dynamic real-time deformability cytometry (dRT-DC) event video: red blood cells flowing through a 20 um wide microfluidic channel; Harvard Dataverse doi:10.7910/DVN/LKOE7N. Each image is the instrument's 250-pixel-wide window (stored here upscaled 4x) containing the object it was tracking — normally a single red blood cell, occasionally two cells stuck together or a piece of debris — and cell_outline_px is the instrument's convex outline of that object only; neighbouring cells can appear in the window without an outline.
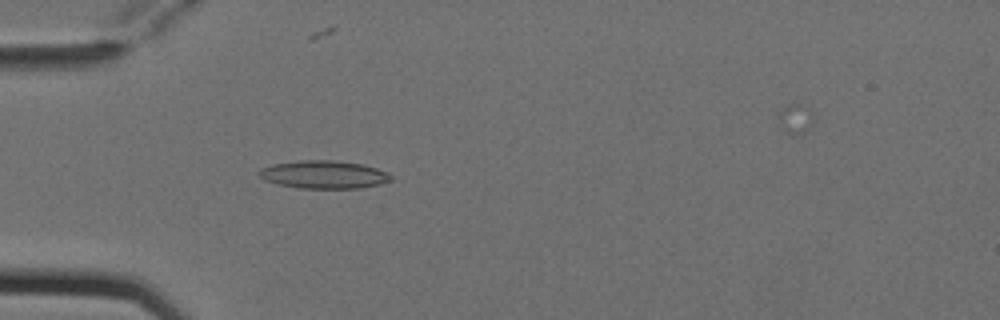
{"species": "Egyptian fruit bat (a non-hibernating species)", "species_latin": "Rousettus aegyptiacus", "temperature_condition": "cold", "stored_images_in_passage": 5, "camera_frame_rate_fps": 3000, "um_per_image_px": 0.085, "animal": {"sex": "female"}, "frame": {"image": 1, "passage_image": 4, "time_ms": 1.0, "image_size_px": [1000, 320], "cell_outline_px": [[392, 180], [380, 184], [360, 188], [300, 188], [280, 184], [264, 180], [260, 176], [260, 168], [272, 164], [300, 160], [332, 160], [360, 164], [376, 168], [388, 172], [392, 176]], "centroid_in_image_um": [27.54, 14.83], "position_along_channel_um": 57.5, "area_um2": 21.33}}